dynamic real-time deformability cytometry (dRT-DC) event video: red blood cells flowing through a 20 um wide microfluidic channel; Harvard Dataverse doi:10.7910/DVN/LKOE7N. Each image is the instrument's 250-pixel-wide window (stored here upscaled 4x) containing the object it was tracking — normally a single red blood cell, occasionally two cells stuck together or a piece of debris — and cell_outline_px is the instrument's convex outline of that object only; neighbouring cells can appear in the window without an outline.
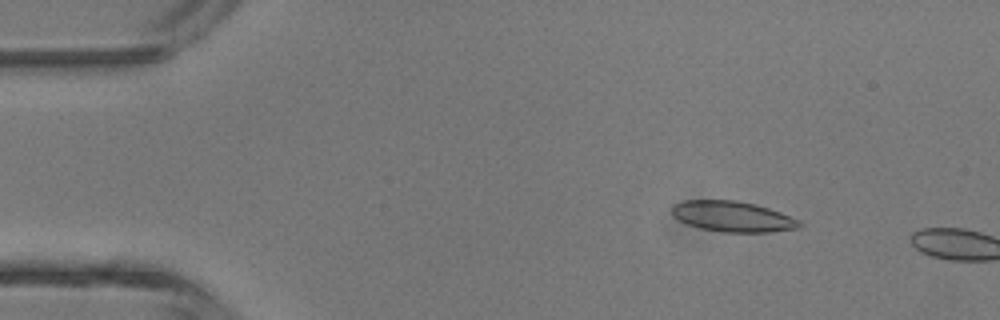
{"species": "common noctule bat (a hibernating species)", "species_latin": "Nyctalus noctula", "temperature_condition": "room temperature", "stored_images_in_passage": 3, "camera_frame_rate_fps": 3000, "um_per_image_px": 0.085, "animal": {"sex": "male", "body_mass_g": 13.3}, "frame": {"image": 1, "passage_image": 2, "time_ms": 1.0, "image_size_px": [1000, 320], "cell_outline_px": [[804, 224], [800, 228], [768, 232], [724, 232], [700, 228], [688, 224], [672, 216], [672, 204], [680, 200], [736, 200], [756, 204], [780, 212], [800, 220]], "centroid_in_image_um": [62.27, 18.39], "position_along_channel_um": 22.7, "area_um2": 22.89}}